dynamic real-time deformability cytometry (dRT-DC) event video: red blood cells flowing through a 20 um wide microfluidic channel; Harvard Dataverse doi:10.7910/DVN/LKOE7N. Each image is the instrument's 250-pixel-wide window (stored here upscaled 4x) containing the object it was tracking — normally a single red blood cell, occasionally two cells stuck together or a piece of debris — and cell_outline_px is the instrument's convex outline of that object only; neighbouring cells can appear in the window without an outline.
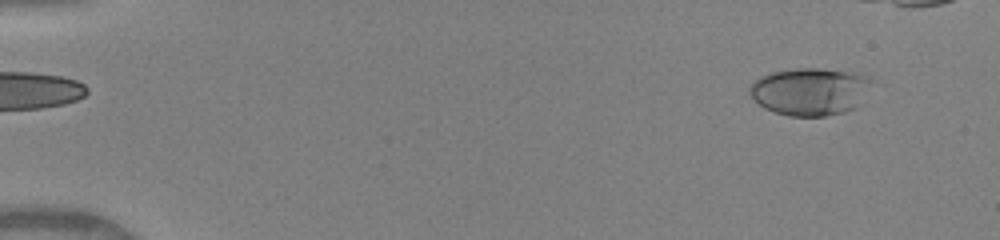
{"species": "human", "species_latin": "Homo sapiens", "temperature_condition": "warm", "stored_images_in_passage": 45, "camera_frame_rate_fps": 3000, "um_per_image_px": 0.085, "donor": {"sex": "female"}, "frame": {"image": 1, "passage_image": 4, "time_ms": 1.0, "image_size_px": [1000, 240], "cell_outline_px": [[872, 80], [856, 108], [844, 112], [824, 116], [788, 116], [764, 108], [748, 92], [748, 88], [760, 76], [768, 72], [796, 68], [820, 68], [844, 72], [864, 76]], "centroid_in_image_um": [68.79, 7.78], "position_along_channel_um": 16.2, "area_um2": 33.35}}
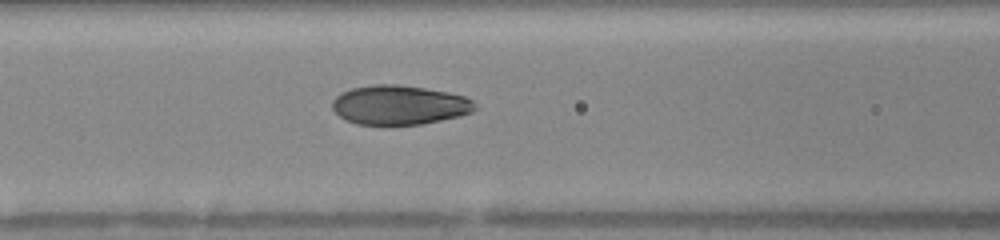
{"frame": {"image": 2, "passage_image": 22, "time_ms": 7.0, "image_size_px": [1000, 240], "cell_outline_px": [[476, 108], [472, 112], [460, 116], [420, 124], [356, 124], [344, 120], [332, 108], [332, 100], [340, 92], [352, 88], [376, 84], [396, 84], [424, 88], [448, 92], [464, 96], [472, 100], [476, 104]], "centroid_in_image_um": [33.93, 8.92], "position_along_channel_um": 132.7, "area_um2": 32.66}}
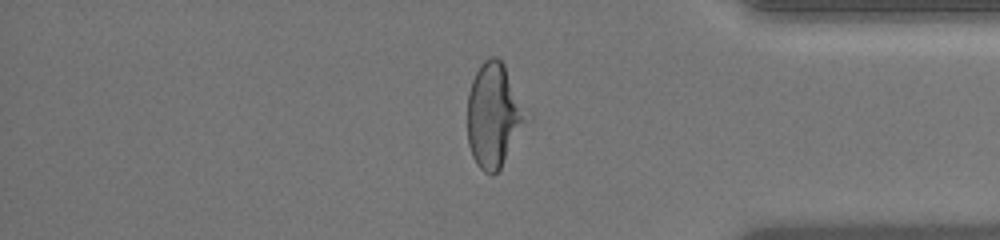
{"frame": {"image": 3, "passage_image": 42, "time_ms": 13.667, "image_size_px": [1000, 240], "cell_outline_px": [[524, 120], [500, 168], [492, 176], [484, 172], [476, 164], [472, 156], [468, 144], [468, 92], [472, 80], [480, 64], [488, 56], [496, 56], [504, 64], [524, 116]], "centroid_in_image_um": [41.85, 9.8], "position_along_channel_um": 393.4, "area_um2": 33.81}, "authors_computed_cell_mechanics": {"area_um2": 33.4084, "velocity_mm_per_s": 4.1255, "shape_relaxation_time_tau1_ms": 5.1668, "shape_relaxation_time_tau2_ms": 0.6836, "deformation_change_tau1": 0.2064, "deformation_change_tau2": 0.0531}}